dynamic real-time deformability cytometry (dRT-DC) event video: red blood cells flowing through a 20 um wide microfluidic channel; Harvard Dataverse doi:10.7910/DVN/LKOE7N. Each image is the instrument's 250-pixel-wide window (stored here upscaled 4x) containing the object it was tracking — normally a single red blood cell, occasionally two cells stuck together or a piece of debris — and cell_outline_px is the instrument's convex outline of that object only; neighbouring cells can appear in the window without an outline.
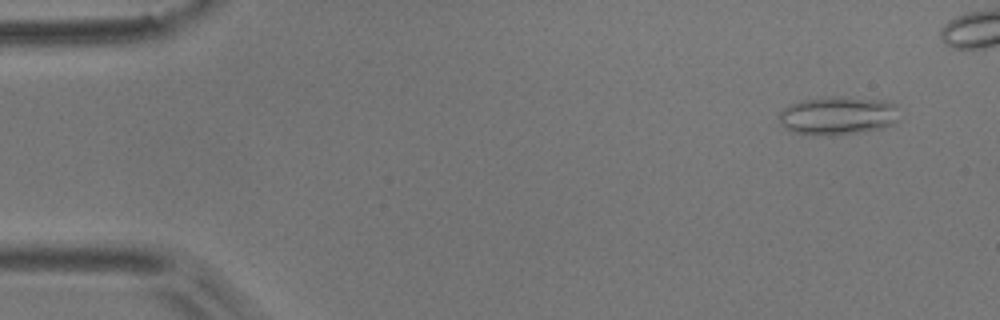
{"species": "common noctule bat (a hibernating species)", "species_latin": "Nyctalus noctula", "temperature_condition": "room temperature", "stored_images_in_passage": 48, "camera_frame_rate_fps": 3000, "um_per_image_px": 0.085, "animal": {"sex": "male", "body_mass_g": 17.9}, "frame": {"image": 1, "passage_image": 4, "time_ms": 1.0, "image_size_px": [1000, 320], "cell_outline_px": [[900, 120], [892, 124], [880, 128], [860, 132], [828, 136], [808, 136], [792, 132], [784, 128], [780, 124], [780, 112], [788, 104], [800, 100], [824, 96], [840, 96], [888, 100], [896, 104]], "centroid_in_image_um": [71.2, 9.82], "position_along_channel_um": 13.8, "area_um2": 27.74}}
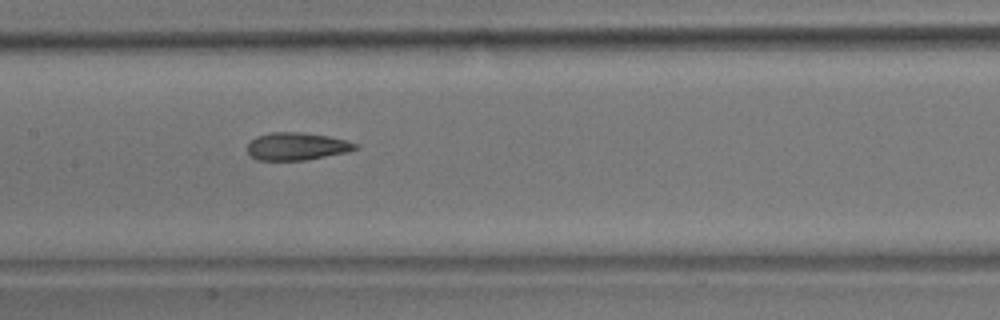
{"frame": {"image": 2, "passage_image": 26, "time_ms": 8.333, "image_size_px": [1000, 320], "cell_outline_px": [[360, 148], [348, 152], [304, 160], [256, 160], [248, 152], [248, 144], [256, 136], [272, 132], [300, 132], [328, 136], [344, 140], [356, 144]], "centroid_in_image_um": [25.22, 12.44], "position_along_channel_um": 182.2, "area_um2": 17.22}}
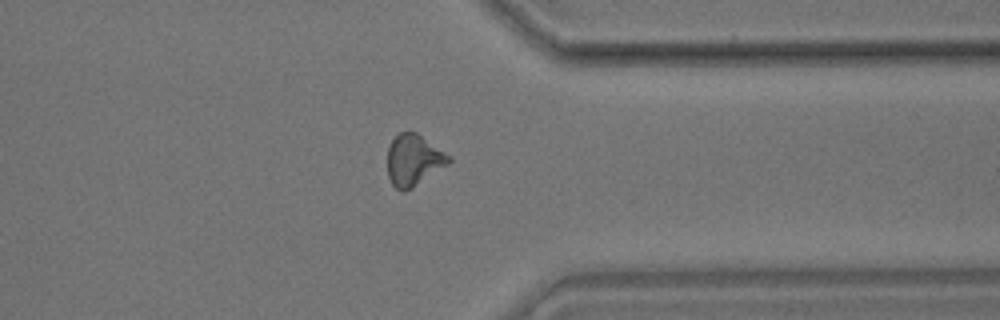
{"frame": {"image": 3, "passage_image": 42, "time_ms": 13.667, "image_size_px": [1000, 320], "cell_outline_px": [[452, 160], [448, 164], [412, 188], [404, 192], [400, 192], [392, 184], [388, 176], [388, 148], [392, 140], [400, 132], [416, 132], [452, 156]], "centroid_in_image_um": [35.17, 13.62], "position_along_channel_um": 376.2, "area_um2": 18.32}, "authors_computed_cell_mechanics": {"area_um2": 18.0336, "velocity_mm_per_s": 3.7371, "shape_relaxation_time_tau1_ms": 5.6477, "shape_relaxation_time_tau2_ms": 2.7272, "deformation_change_tau1": 0.1478, "deformation_change_tau2": 0.1101}}